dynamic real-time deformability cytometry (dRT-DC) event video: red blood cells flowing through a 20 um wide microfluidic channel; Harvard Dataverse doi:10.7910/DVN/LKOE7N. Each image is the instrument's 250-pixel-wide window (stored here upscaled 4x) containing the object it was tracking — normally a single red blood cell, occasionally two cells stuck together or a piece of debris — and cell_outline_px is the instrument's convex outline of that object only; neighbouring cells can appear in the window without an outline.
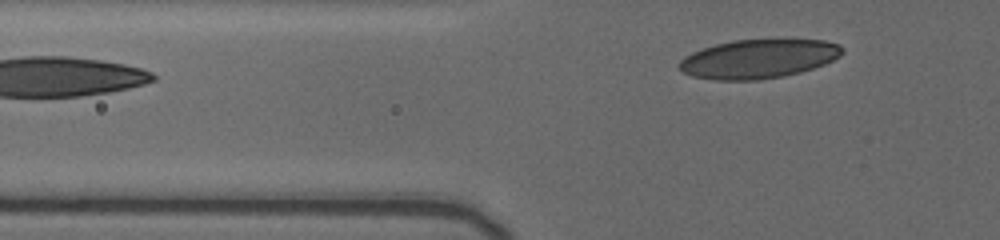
{"species": "human", "species_latin": "Homo sapiens", "temperature_condition": "cold", "stored_images_in_passage": 8, "segment_of_instrument_passage": [2, 2], "camera_frame_rate_fps": 3000, "um_per_image_px": 0.085, "donor": {"sex": "female"}, "frame": {"image": 1, "passage_image": 8, "time_ms": 3.0, "image_size_px": [1000, 240], "cell_outline_px": [[844, 52], [840, 56], [824, 64], [800, 72], [784, 76], [756, 80], [716, 80], [692, 76], [676, 68], [676, 64], [684, 56], [692, 52], [716, 44], [732, 40], [784, 36], [824, 40], [840, 44], [844, 48]], "centroid_in_image_um": [64.51, 4.94], "position_along_channel_um": 61.3, "area_um2": 38.38}}